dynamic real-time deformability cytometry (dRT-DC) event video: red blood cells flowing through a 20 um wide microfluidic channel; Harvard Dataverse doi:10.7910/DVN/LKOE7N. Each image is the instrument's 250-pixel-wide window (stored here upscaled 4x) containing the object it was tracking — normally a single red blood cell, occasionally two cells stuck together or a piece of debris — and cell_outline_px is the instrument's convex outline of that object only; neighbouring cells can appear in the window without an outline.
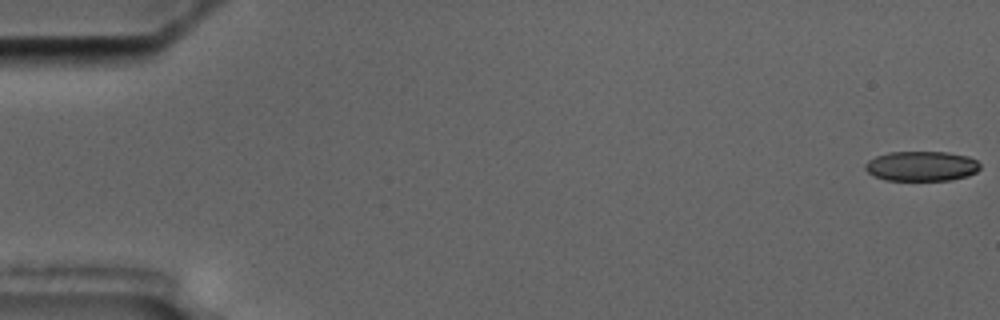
{"species": "common noctule bat (a hibernating species)", "species_latin": "Nyctalus noctula", "temperature_condition": "cold", "stored_images_in_passage": 6, "camera_frame_rate_fps": 3000, "um_per_image_px": 0.085, "animal": {"sex": "male", "body_mass_g": 17.5, "forearm_length_mm": 52.3}, "frame": {"image": 1, "passage_image": 1, "time_ms": 0.0, "image_size_px": [1000, 320], "cell_outline_px": [[980, 168], [976, 172], [968, 176], [952, 180], [884, 180], [868, 172], [864, 168], [864, 164], [868, 160], [876, 156], [888, 152], [948, 152], [968, 156], [976, 160], [980, 164]], "centroid_in_image_um": [78.33, 14.12], "position_along_channel_um": 6.7, "area_um2": 20.11}}
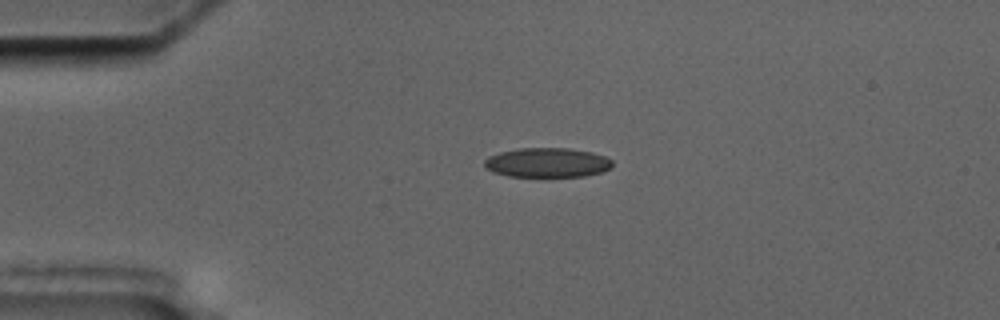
{"frame": {"image": 2, "passage_image": 5, "time_ms": 4.333, "image_size_px": [1000, 320], "cell_outline_px": [[612, 168], [604, 172], [584, 176], [548, 180], [508, 176], [492, 172], [484, 164], [484, 160], [488, 156], [500, 152], [520, 148], [568, 148], [592, 152], [604, 156], [612, 160]], "centroid_in_image_um": [46.53, 13.88], "position_along_channel_um": 38.5, "area_um2": 23.12}}